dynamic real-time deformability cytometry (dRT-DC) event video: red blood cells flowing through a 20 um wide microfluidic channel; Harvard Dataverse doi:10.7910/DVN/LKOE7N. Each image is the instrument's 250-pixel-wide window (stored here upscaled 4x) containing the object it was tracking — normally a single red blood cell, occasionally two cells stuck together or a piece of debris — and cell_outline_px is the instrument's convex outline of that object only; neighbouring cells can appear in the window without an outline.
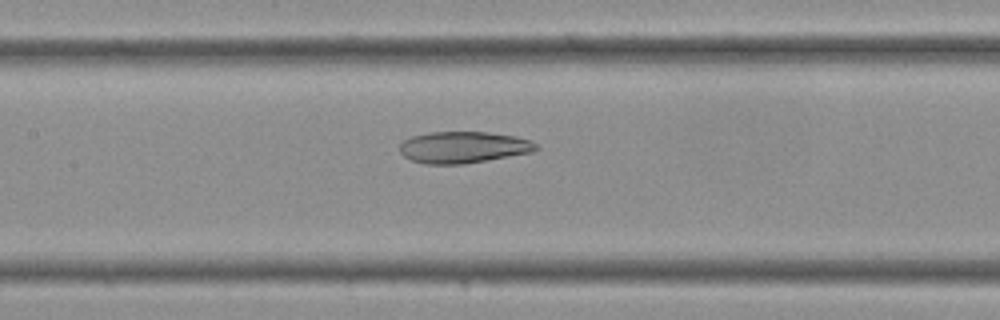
{"species": "Egyptian fruit bat (a non-hibernating species)", "species_latin": "Rousettus aegyptiacus", "temperature_condition": "cold", "stored_images_in_passage": 36, "camera_frame_rate_fps": 3000, "um_per_image_px": 0.085, "frame": {"image": 1, "passage_image": 17, "time_ms": 5.333, "image_size_px": [1000, 320], "cell_outline_px": [[540, 148], [532, 152], [464, 164], [424, 164], [412, 160], [404, 156], [400, 152], [400, 144], [404, 140], [412, 136], [432, 132], [488, 132], [516, 136], [532, 140]], "centroid_in_image_um": [39.4, 12.51], "position_along_channel_um": 168.0, "area_um2": 25.09}}
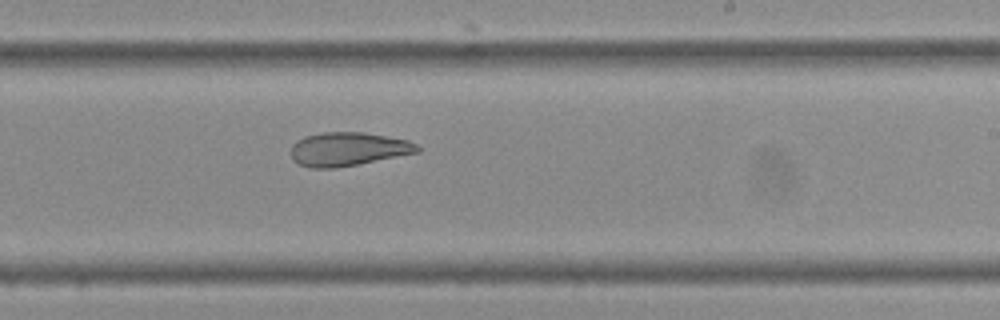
{"frame": {"image": 2, "passage_image": 22, "time_ms": 7.0, "image_size_px": [1000, 320], "cell_outline_px": [[420, 152], [336, 168], [312, 168], [300, 164], [292, 160], [292, 144], [296, 140], [304, 136], [324, 132], [364, 132], [408, 140], [416, 144], [420, 148]], "centroid_in_image_um": [29.58, 12.67], "position_along_channel_um": 259.4, "area_um2": 24.74}}
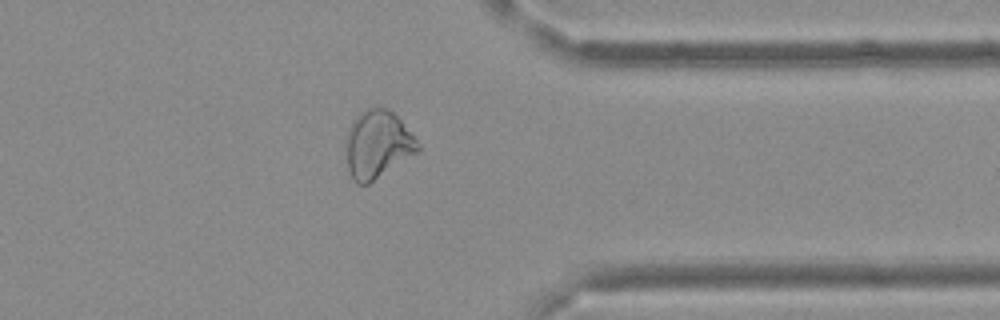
{"frame": {"image": 3, "passage_image": 29, "time_ms": 9.333, "image_size_px": [1000, 320], "cell_outline_px": [[420, 148], [416, 152], [368, 184], [356, 184], [352, 180], [348, 168], [344, 144], [344, 136], [352, 120], [360, 112], [368, 108], [384, 108], [392, 112], [400, 120], [420, 144]], "centroid_in_image_um": [32.02, 12.28], "position_along_channel_um": 379.4, "area_um2": 28.26}}